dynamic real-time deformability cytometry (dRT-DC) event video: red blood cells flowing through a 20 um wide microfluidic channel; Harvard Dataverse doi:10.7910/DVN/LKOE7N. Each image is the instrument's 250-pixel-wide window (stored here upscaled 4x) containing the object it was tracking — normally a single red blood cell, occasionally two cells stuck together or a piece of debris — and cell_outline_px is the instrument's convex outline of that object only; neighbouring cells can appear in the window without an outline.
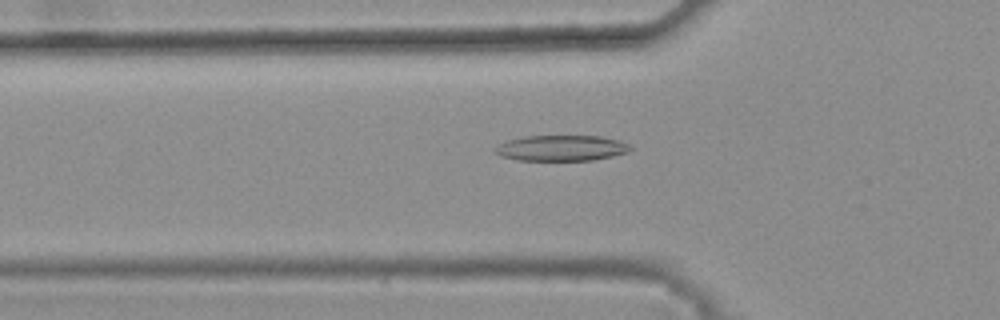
{"species": "common noctule bat (a hibernating species)", "species_latin": "Nyctalus noctula", "temperature_condition": "warm", "stored_images_in_passage": 43, "camera_frame_rate_fps": 3000, "um_per_image_px": 0.085, "animal": {"sex": "female", "body_mass_g": 25.1}, "frame": {"image": 1, "passage_image": 14, "time_ms": 4.333, "image_size_px": [1000, 320], "cell_outline_px": [[632, 148], [628, 152], [612, 156], [592, 160], [516, 160], [500, 156], [492, 152], [492, 148], [508, 140], [524, 136], [600, 136], [620, 140], [628, 144]], "centroid_in_image_um": [47.67, 12.58], "position_along_channel_um": 78.1, "area_um2": 20.35}}
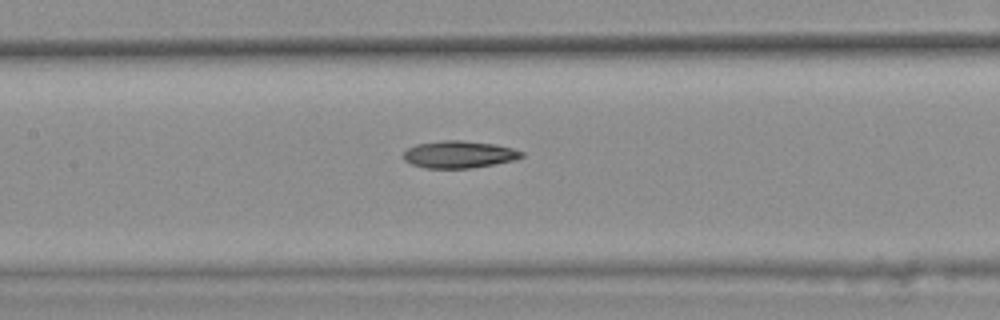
{"frame": {"image": 2, "passage_image": 21, "time_ms": 6.667, "image_size_px": [1000, 320], "cell_outline_px": [[524, 156], [516, 160], [472, 168], [424, 168], [412, 164], [404, 160], [404, 152], [408, 148], [416, 144], [444, 140], [460, 140], [496, 144], [512, 148], [524, 152]], "centroid_in_image_um": [39.04, 13.13], "position_along_channel_um": 168.4, "area_um2": 18.79}}
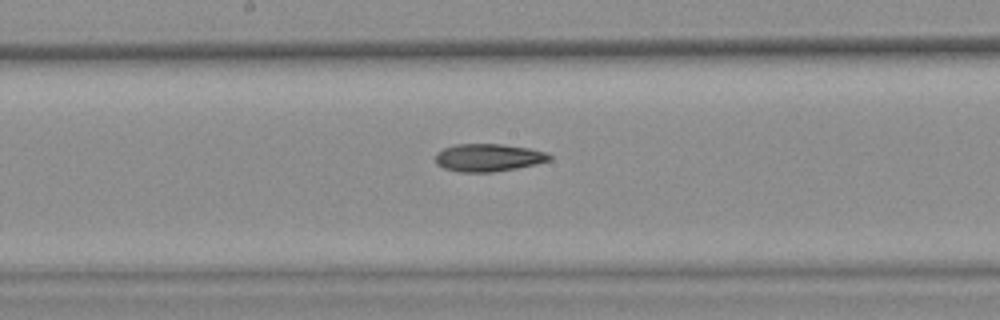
{"frame": {"image": 3, "passage_image": 24, "time_ms": 7.667, "image_size_px": [1000, 320], "cell_outline_px": [[552, 160], [536, 164], [516, 168], [492, 172], [456, 172], [444, 168], [436, 164], [436, 152], [444, 148], [456, 144], [504, 144], [528, 148], [548, 152], [552, 156]], "centroid_in_image_um": [41.52, 13.39], "position_along_channel_um": 206.7, "area_um2": 18.55}}